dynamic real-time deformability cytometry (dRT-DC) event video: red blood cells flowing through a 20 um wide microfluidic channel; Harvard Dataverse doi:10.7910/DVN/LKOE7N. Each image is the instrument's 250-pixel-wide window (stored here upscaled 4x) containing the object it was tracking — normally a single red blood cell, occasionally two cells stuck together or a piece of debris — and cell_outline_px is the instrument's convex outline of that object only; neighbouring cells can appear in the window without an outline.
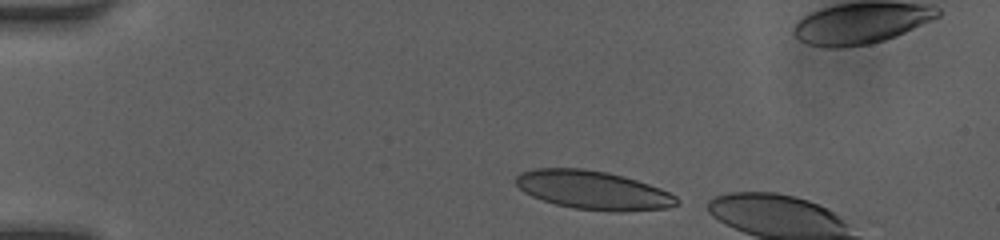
{"species": "human", "species_latin": "Homo sapiens", "temperature_condition": "room temperature", "stored_images_in_passage": 6, "camera_frame_rate_fps": 3000, "um_per_image_px": 0.085, "donor": {"sex": "female"}, "frame": {"image": 1, "passage_image": 2, "time_ms": 0.333, "image_size_px": [1000, 240], "cell_outline_px": [[680, 204], [668, 208], [624, 212], [612, 212], [572, 208], [556, 204], [532, 196], [524, 192], [516, 184], [516, 176], [520, 172], [536, 168], [584, 168], [608, 172], [624, 176], [660, 188], [676, 196], [680, 200]], "centroid_in_image_um": [50.45, 16.17], "position_along_channel_um": 34.6, "area_um2": 36.47}}